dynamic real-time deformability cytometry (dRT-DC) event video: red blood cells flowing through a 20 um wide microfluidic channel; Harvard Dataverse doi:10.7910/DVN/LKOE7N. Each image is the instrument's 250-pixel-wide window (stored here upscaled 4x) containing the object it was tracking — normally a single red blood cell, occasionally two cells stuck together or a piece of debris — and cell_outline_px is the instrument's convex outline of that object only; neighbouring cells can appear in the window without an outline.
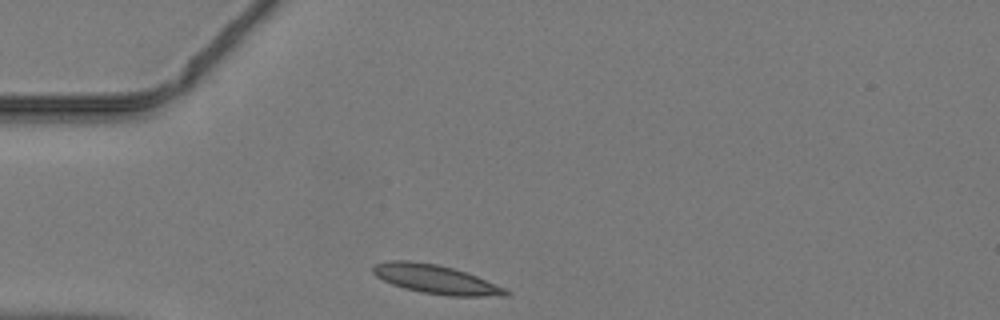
{"species": "common noctule bat (a hibernating species)", "species_latin": "Nyctalus noctula", "temperature_condition": "warm", "stored_images_in_passage": 35, "camera_frame_rate_fps": 3000, "um_per_image_px": 0.085, "animal": {"sex": "male", "body_mass_g": 19.2, "forearm_length_mm": 51.8}, "frame": {"image": 1, "passage_image": 1, "time_ms": 0.0, "image_size_px": [1000, 320], "cell_outline_px": [[512, 292], [508, 296], [448, 296], [420, 292], [404, 288], [392, 284], [376, 276], [372, 272], [372, 264], [388, 260], [408, 260], [436, 264], [452, 268], [476, 276], [504, 288]], "centroid_in_image_um": [37.0, 23.74], "position_along_channel_um": 48.0, "area_um2": 22.31}}
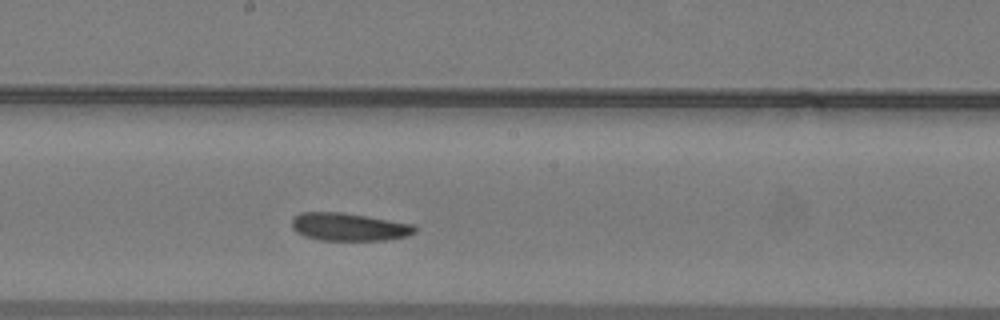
{"frame": {"image": 2, "passage_image": 14, "time_ms": 4.333, "image_size_px": [1000, 320], "cell_outline_px": [[416, 232], [408, 236], [384, 240], [316, 240], [304, 236], [296, 232], [292, 228], [292, 220], [300, 212], [344, 212], [412, 224], [416, 228]], "centroid_in_image_um": [29.64, 19.29], "position_along_channel_um": 218.6, "area_um2": 20.0}}
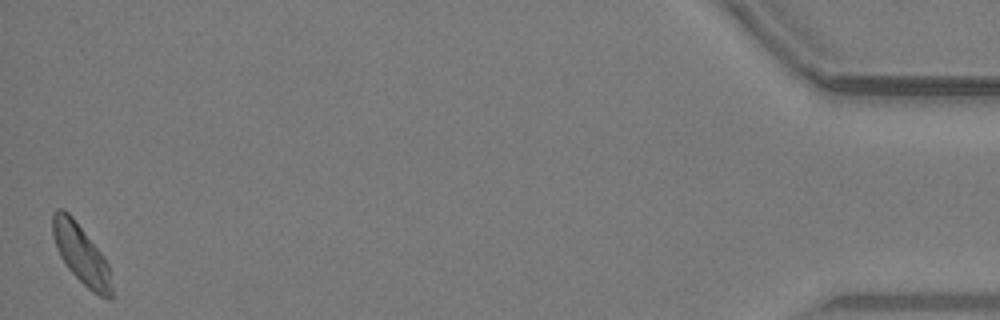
{"frame": {"image": 3, "passage_image": 35, "time_ms": 11.333, "image_size_px": [1000, 320], "cell_outline_px": [[112, 300], [108, 300], [92, 292], [68, 268], [60, 256], [52, 232], [52, 212], [56, 208], [64, 208], [72, 216], [104, 256], [108, 264], [112, 288]], "centroid_in_image_um": [6.9, 21.59], "position_along_channel_um": 428.3, "area_um2": 20.29}}